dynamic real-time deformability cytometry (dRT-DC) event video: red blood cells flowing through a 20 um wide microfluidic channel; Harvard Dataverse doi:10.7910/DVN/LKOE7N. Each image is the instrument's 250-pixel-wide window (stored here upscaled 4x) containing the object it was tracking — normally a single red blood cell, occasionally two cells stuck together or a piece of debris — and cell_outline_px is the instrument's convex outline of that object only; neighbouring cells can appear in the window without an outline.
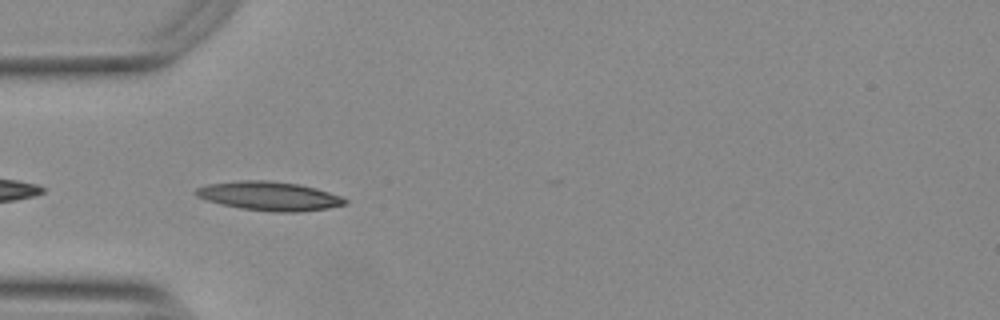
{"species": "Egyptian fruit bat (a non-hibernating species)", "species_latin": "Rousettus aegyptiacus", "temperature_condition": "warm", "stored_images_in_passage": 35, "camera_frame_rate_fps": 3000, "um_per_image_px": 0.085, "animal": {"sex": "female"}, "frame": {"image": 1, "passage_image": 2, "time_ms": 0.333, "image_size_px": [1000, 320], "cell_outline_px": [[348, 204], [328, 208], [300, 212], [272, 212], [240, 208], [220, 204], [196, 196], [192, 192], [196, 188], [208, 184], [240, 180], [272, 180], [300, 184], [316, 188], [340, 196], [348, 200]], "centroid_in_image_um": [22.89, 16.66], "position_along_channel_um": 62.1, "area_um2": 25.37}}
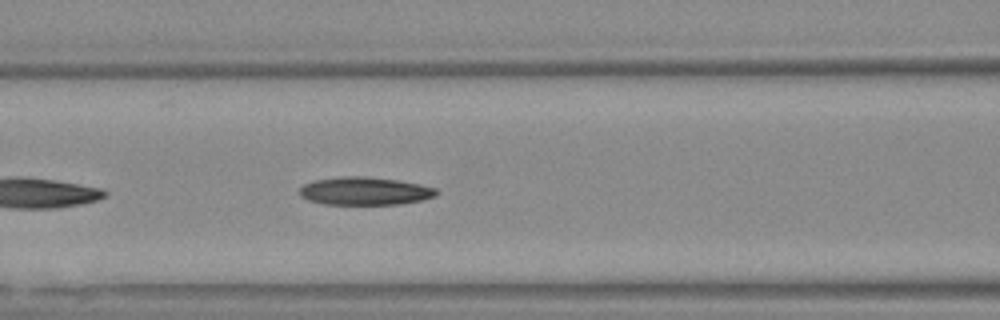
{"frame": {"image": 2, "passage_image": 8, "time_ms": 2.333, "image_size_px": [1000, 320], "cell_outline_px": [[440, 192], [436, 196], [424, 200], [400, 204], [324, 204], [308, 200], [300, 196], [300, 188], [304, 184], [312, 180], [340, 176], [364, 176], [396, 180], [420, 184], [436, 188]], "centroid_in_image_um": [31.02, 16.23], "position_along_channel_um": 135.6, "area_um2": 22.48}}
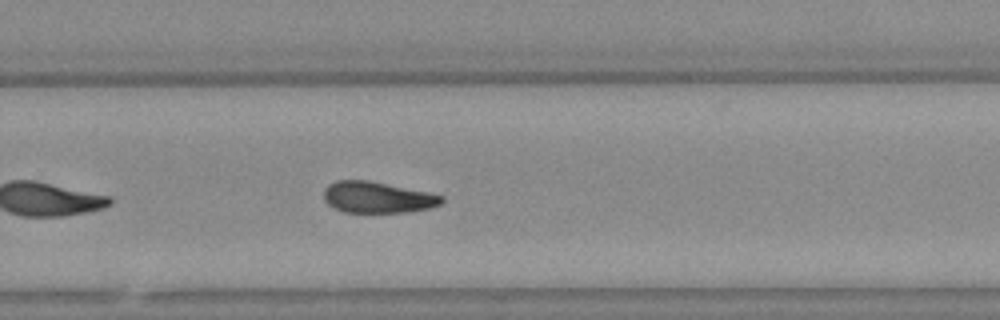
{"frame": {"image": 3, "passage_image": 21, "time_ms": 6.667, "image_size_px": [1000, 320], "cell_outline_px": [[444, 200], [440, 204], [432, 208], [408, 212], [344, 212], [332, 208], [324, 200], [324, 188], [328, 184], [336, 180], [368, 180], [444, 196]], "centroid_in_image_um": [32.04, 16.78], "position_along_channel_um": 297.8, "area_um2": 21.44}}